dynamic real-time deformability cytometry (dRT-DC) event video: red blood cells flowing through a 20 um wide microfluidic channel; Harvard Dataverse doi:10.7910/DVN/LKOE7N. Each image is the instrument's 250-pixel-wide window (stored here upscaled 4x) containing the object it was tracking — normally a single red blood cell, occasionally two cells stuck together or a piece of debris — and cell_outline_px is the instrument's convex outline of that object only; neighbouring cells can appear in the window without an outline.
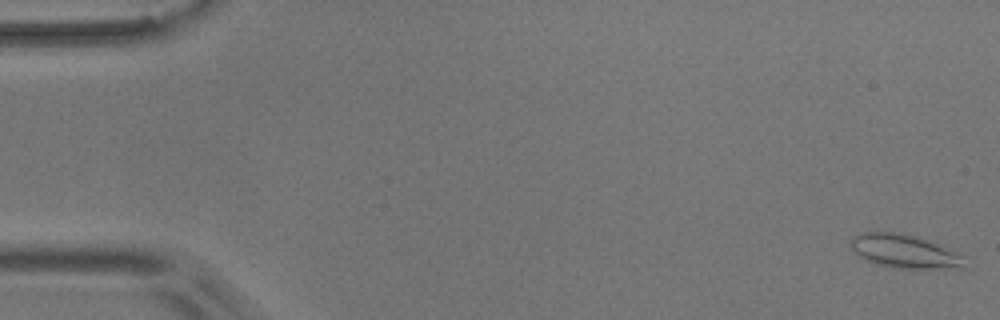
{"species": "common noctule bat (a hibernating species)", "species_latin": "Nyctalus noctula", "temperature_condition": "room temperature", "stored_images_in_passage": 56, "camera_frame_rate_fps": 3000, "um_per_image_px": 0.085, "animal": {"sex": "male", "body_mass_g": 17.9}, "frame": {"image": 1, "passage_image": 1, "time_ms": 0.0, "image_size_px": [1000, 320], "cell_outline_px": [[964, 268], [892, 268], [876, 264], [856, 256], [848, 244], [848, 240], [852, 236], [860, 232], [876, 228], [900, 232], [916, 236], [936, 244], [964, 256]], "centroid_in_image_um": [76.71, 21.31], "position_along_channel_um": 8.3, "area_um2": 23.0}}
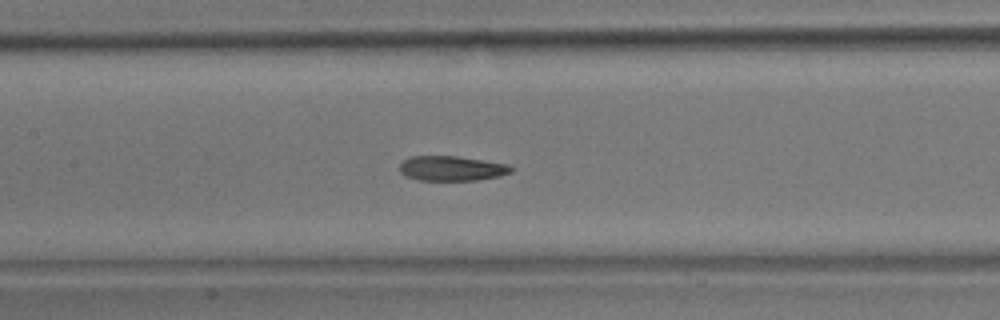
{"frame": {"image": 2, "passage_image": 26, "time_ms": 8.333, "image_size_px": [1000, 320], "cell_outline_px": [[516, 168], [512, 172], [500, 176], [476, 180], [420, 180], [404, 176], [400, 172], [400, 164], [404, 160], [412, 156], [456, 156], [508, 164]], "centroid_in_image_um": [38.42, 14.31], "position_along_channel_um": 169.0, "area_um2": 16.18}}
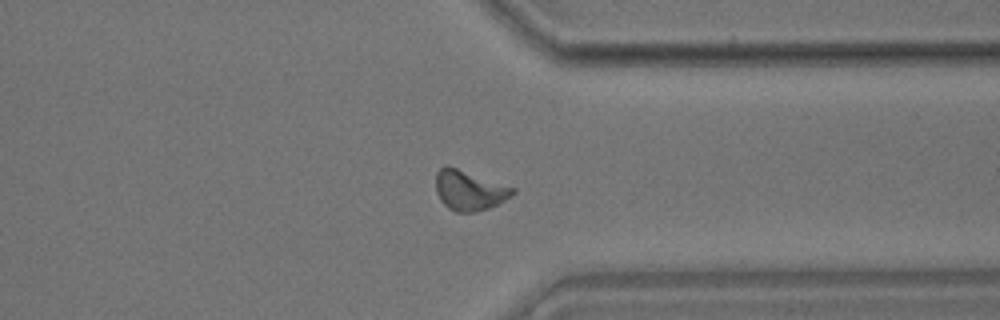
{"frame": {"image": 3, "passage_image": 43, "time_ms": 14.0, "image_size_px": [1000, 320], "cell_outline_px": [[516, 192], [512, 196], [488, 208], [472, 212], [456, 212], [448, 208], [440, 200], [436, 192], [436, 172], [444, 164], [448, 164], [516, 188]], "centroid_in_image_um": [39.87, 16.15], "position_along_channel_um": 371.5, "area_um2": 18.09}, "authors_computed_cell_mechanics": {"area_um2": 17.1377, "velocity_mm_per_s": 3.6118, "shape_relaxation_time_tau1_ms": 6.1372, "shape_relaxation_time_tau2_ms": 3.19, "deformation_change_tau1": 0.1308, "deformation_change_tau2": 0.1005}}